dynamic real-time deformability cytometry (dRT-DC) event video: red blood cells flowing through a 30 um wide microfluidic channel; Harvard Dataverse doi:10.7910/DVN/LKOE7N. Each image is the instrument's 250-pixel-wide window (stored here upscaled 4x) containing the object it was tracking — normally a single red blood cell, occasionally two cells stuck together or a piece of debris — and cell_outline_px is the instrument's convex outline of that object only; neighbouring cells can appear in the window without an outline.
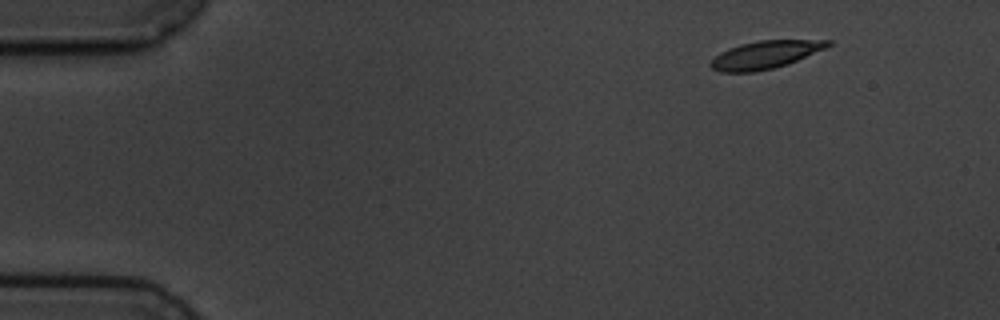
{"species": "common noctule bat (a hibernating species)", "species_latin": "Nyctalus noctula", "temperature_condition": "cold", "stored_images_in_passage": 5, "camera_frame_rate_fps": 3000, "um_per_image_px": 0.085, "animal": {"sex": "male", "body_mass_g": 19.5, "forearm_length_mm": 54.6}, "frame": {"image": 1, "passage_image": 1, "time_ms": 0.0, "image_size_px": [1000, 320], "cell_outline_px": [[832, 44], [828, 48], [788, 64], [756, 72], [720, 72], [712, 68], [708, 64], [720, 52], [728, 48], [740, 44], [760, 40], [832, 40]], "centroid_in_image_um": [65.07, 4.65], "position_along_channel_um": 19.9, "area_um2": 19.13}}
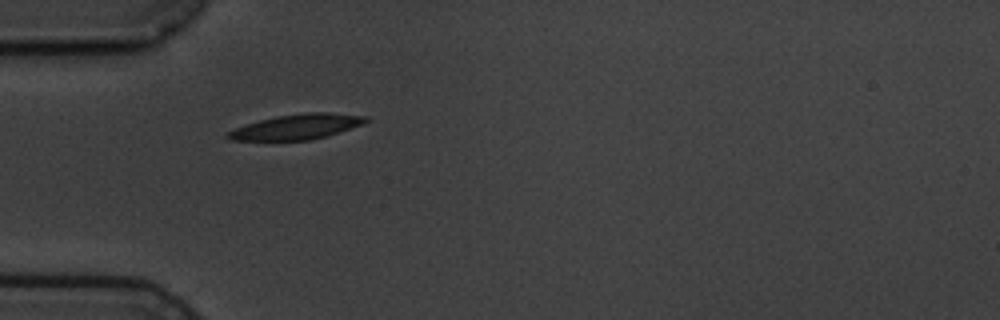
{"frame": {"image": 2, "passage_image": 4, "time_ms": 3.667, "image_size_px": [1000, 320], "cell_outline_px": [[372, 120], [324, 136], [308, 140], [228, 140], [224, 136], [228, 132], [236, 128], [260, 120], [276, 116], [304, 112], [328, 112], [368, 116]], "centroid_in_image_um": [25.21, 10.76], "position_along_channel_um": 59.8, "area_um2": 19.88}}
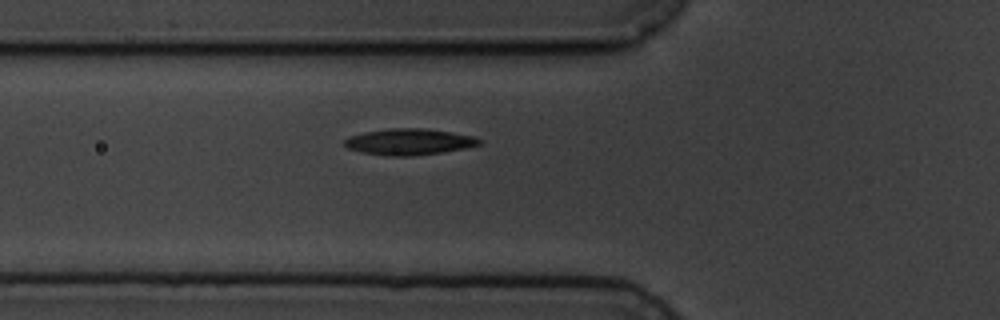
{"frame": {"image": 3, "passage_image": 5, "time_ms": 4.667, "image_size_px": [1000, 320], "cell_outline_px": [[484, 144], [464, 148], [440, 152], [412, 156], [388, 156], [360, 152], [348, 148], [344, 144], [344, 140], [348, 136], [364, 132], [392, 128], [424, 128], [452, 132], [472, 136], [484, 140]], "centroid_in_image_um": [34.78, 12.05], "position_along_channel_um": 91.0, "area_um2": 20.69}}